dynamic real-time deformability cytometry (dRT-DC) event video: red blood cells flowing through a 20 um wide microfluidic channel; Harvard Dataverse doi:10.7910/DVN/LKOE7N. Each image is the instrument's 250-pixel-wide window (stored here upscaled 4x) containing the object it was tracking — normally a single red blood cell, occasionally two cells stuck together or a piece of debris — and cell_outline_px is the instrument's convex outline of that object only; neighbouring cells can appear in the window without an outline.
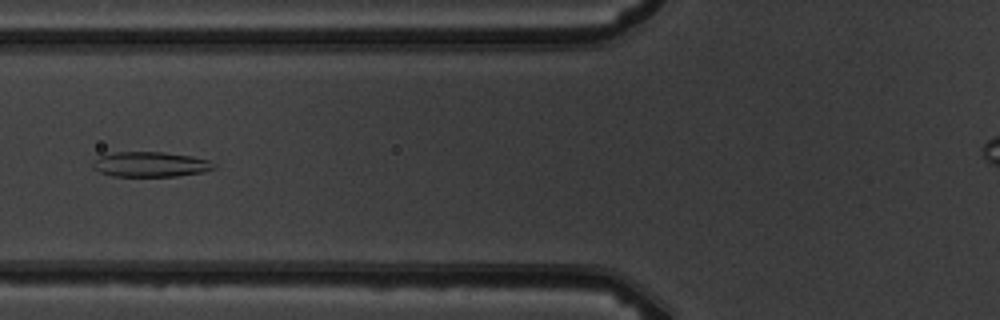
{"species": "common noctule bat (a hibernating species)", "species_latin": "Nyctalus noctula", "temperature_condition": "warm", "stored_images_in_passage": 8, "camera_frame_rate_fps": 3000, "um_per_image_px": 0.085, "animal": {"sex": "male", "body_mass_g": 19.5, "forearm_length_mm": 54.6}, "frame": {"image": 1, "passage_image": 7, "time_ms": 7.0, "image_size_px": [1000, 320], "cell_outline_px": [[216, 168], [204, 172], [176, 176], [112, 176], [100, 172], [92, 168], [92, 160], [100, 156], [116, 152], [160, 152], [192, 156], [208, 160], [216, 164]], "centroid_in_image_um": [12.78, 13.97], "position_along_channel_um": 113.0, "area_um2": 17.74}}